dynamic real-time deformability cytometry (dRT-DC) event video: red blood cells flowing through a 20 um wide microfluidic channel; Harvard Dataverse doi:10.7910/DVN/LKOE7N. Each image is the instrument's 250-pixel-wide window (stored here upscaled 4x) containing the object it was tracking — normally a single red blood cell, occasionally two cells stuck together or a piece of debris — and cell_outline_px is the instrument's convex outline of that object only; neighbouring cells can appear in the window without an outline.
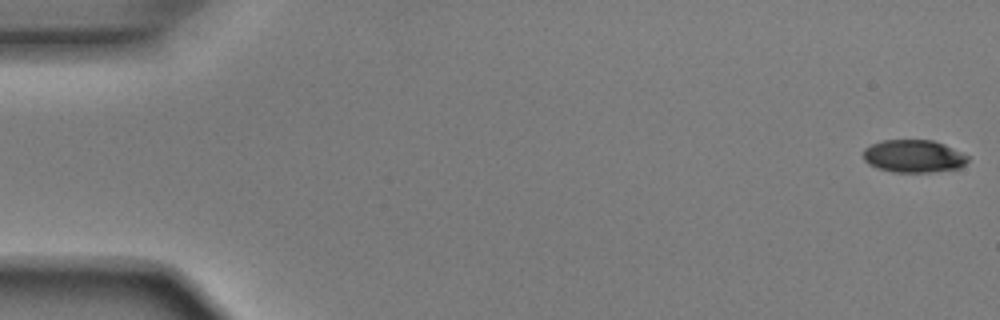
{"species": "Egyptian fruit bat (a non-hibernating species)", "species_latin": "Rousettus aegyptiacus", "temperature_condition": "room temperature", "stored_images_in_passage": 52, "camera_frame_rate_fps": 3000, "um_per_image_px": 0.085, "animal": {"sex": "male"}, "frame": {"image": 1, "passage_image": 1, "time_ms": 0.0, "image_size_px": [1000, 320], "cell_outline_px": [[968, 160], [960, 168], [932, 172], [892, 172], [876, 168], [868, 164], [864, 160], [864, 148], [880, 140], [932, 140], [944, 144], [968, 156]], "centroid_in_image_um": [77.63, 13.28], "position_along_channel_um": 7.4, "area_um2": 19.94}}
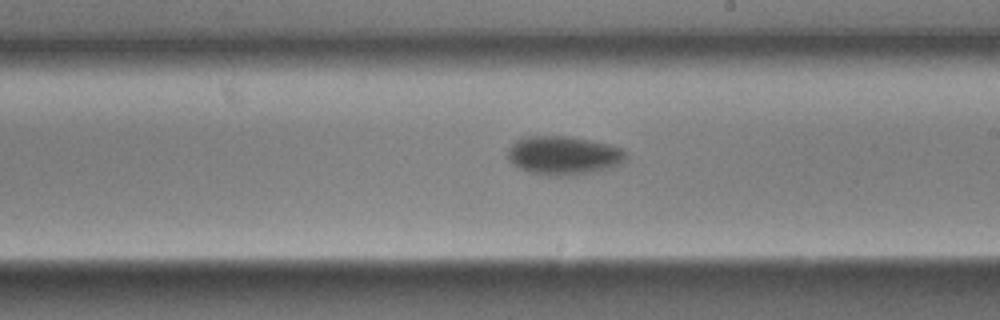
{"frame": {"image": 2, "passage_image": 30, "time_ms": 9.667, "image_size_px": [1000, 320], "cell_outline_px": [[628, 160], [620, 164], [608, 168], [588, 172], [564, 176], [548, 176], [528, 172], [512, 164], [508, 160], [508, 148], [516, 140], [524, 136], [572, 136], [608, 144], [620, 148], [628, 152]], "centroid_in_image_um": [47.9, 13.2], "position_along_channel_um": 241.1, "area_um2": 26.88}}
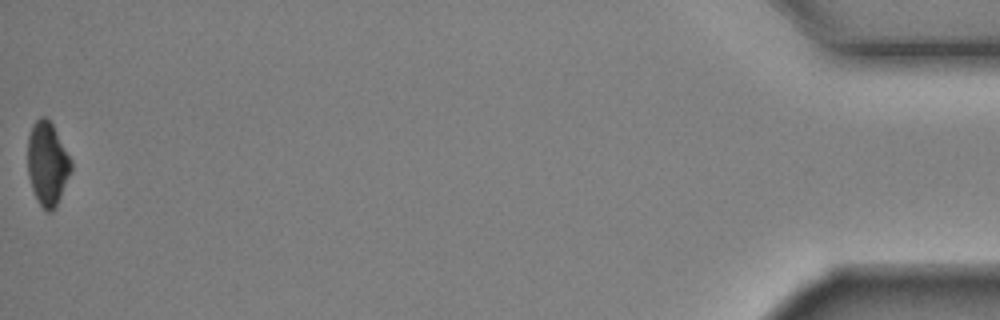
{"frame": {"image": 3, "passage_image": 52, "time_ms": 17.0, "image_size_px": [1000, 320], "cell_outline_px": [[72, 172], [56, 208], [52, 212], [48, 212], [40, 204], [32, 188], [28, 176], [28, 136], [32, 124], [40, 116], [44, 116], [52, 124], [72, 160]], "centroid_in_image_um": [4.05, 13.92], "position_along_channel_um": 431.2, "area_um2": 21.27}, "authors_computed_cell_mechanics": {"area_um2": 23.698, "velocity_mm_per_s": 3.9192, "shape_relaxation_time_tau1_ms": 3.1194, "shape_relaxation_time_tau2_ms": null, "deformation_change_tau1": 0.1236, "deformation_change_tau2": null}}